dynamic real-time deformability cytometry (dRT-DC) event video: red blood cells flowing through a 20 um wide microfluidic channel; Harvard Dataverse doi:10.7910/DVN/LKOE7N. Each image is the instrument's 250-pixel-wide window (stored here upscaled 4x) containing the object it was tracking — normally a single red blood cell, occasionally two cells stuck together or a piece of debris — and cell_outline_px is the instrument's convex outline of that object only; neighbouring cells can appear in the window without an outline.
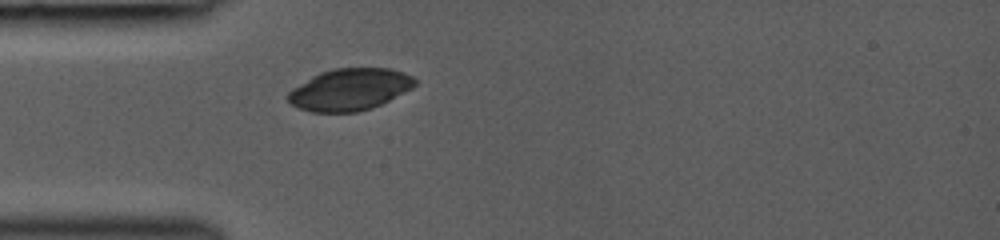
{"species": "common noctule bat (a hibernating species)", "species_latin": "Nyctalus noctula", "temperature_condition": "room temperature", "stored_images_in_passage": 44, "camera_frame_rate_fps": 3000, "um_per_image_px": 0.085, "animal": {"sex": "female", "body_mass_g": 19.0, "forearm_length_mm": 53.3}, "frame": {"image": 1, "passage_image": 1, "time_ms": 0.0, "image_size_px": [1000, 240], "cell_outline_px": [[416, 84], [412, 88], [372, 108], [356, 112], [312, 112], [300, 108], [292, 104], [288, 100], [288, 92], [292, 88], [312, 76], [320, 72], [336, 68], [392, 68], [404, 72], [412, 76], [416, 80]], "centroid_in_image_um": [29.73, 7.6], "position_along_channel_um": 55.3, "area_um2": 30.81}}
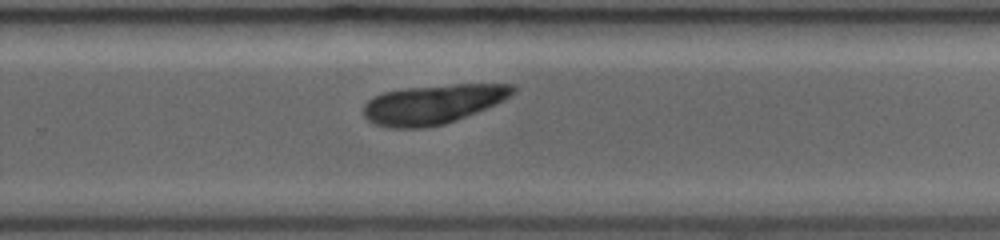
{"frame": {"image": 2, "passage_image": 27, "time_ms": 5.667, "image_size_px": [1000, 240], "cell_outline_px": [[516, 92], [504, 100], [496, 104], [456, 120], [444, 124], [424, 128], [388, 128], [372, 124], [364, 116], [364, 104], [372, 96], [384, 92], [404, 88], [452, 84], [516, 84]], "centroid_in_image_um": [36.79, 8.86], "position_along_channel_um": 293.0, "area_um2": 34.56}}
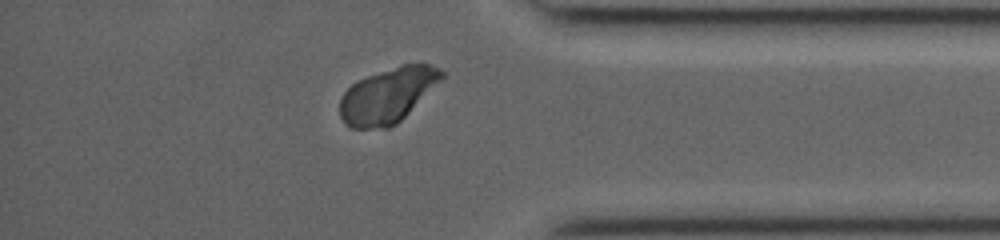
{"frame": {"image": 3, "passage_image": 38, "time_ms": 8.333, "image_size_px": [1000, 240], "cell_outline_px": [[444, 76], [396, 124], [388, 128], [352, 128], [344, 124], [340, 116], [340, 100], [344, 92], [356, 80], [400, 64], [428, 64], [440, 68], [444, 72]], "centroid_in_image_um": [32.91, 8.1], "position_along_channel_um": 402.3, "area_um2": 32.19}}